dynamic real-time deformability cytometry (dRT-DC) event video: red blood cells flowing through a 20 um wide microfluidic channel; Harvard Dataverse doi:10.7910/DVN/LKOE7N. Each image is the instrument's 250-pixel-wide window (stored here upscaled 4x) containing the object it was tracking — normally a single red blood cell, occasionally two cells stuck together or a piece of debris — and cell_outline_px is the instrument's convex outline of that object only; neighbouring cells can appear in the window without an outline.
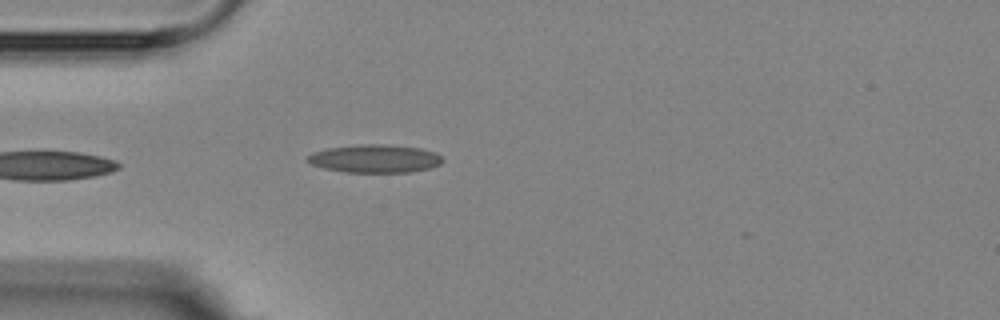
{"species": "Egyptian fruit bat (a non-hibernating species)", "species_latin": "Rousettus aegyptiacus", "temperature_condition": "room temperature", "stored_images_in_passage": 2, "camera_frame_rate_fps": 3000, "um_per_image_px": 0.085, "animal": {"sex": "female"}, "frame": {"image": 1, "passage_image": 1, "time_ms": 0.0, "image_size_px": [1000, 320], "cell_outline_px": [[444, 160], [440, 164], [432, 168], [412, 172], [348, 172], [324, 168], [312, 164], [304, 160], [312, 152], [328, 148], [364, 144], [388, 144], [420, 148], [436, 152], [444, 156]], "centroid_in_image_um": [31.92, 13.48], "position_along_channel_um": 53.1, "area_um2": 22.31}}